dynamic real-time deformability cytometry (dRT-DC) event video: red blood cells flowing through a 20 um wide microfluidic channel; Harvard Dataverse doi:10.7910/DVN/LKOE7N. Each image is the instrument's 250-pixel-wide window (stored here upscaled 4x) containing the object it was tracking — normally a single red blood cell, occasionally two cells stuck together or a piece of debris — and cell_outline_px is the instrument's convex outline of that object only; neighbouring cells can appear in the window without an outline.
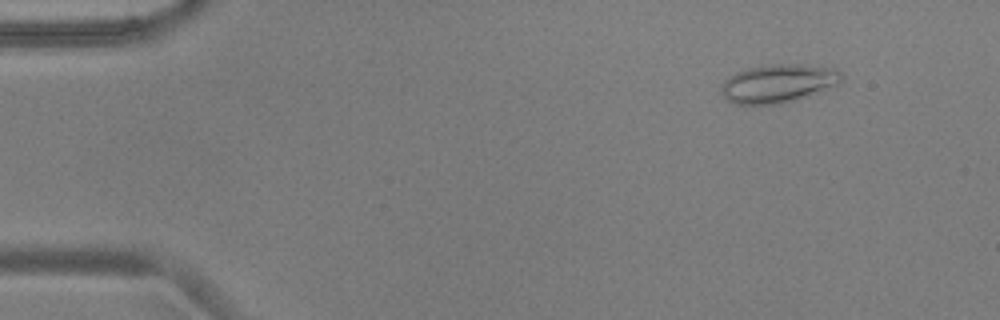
{"species": "common noctule bat (a hibernating species)", "species_latin": "Nyctalus noctula", "temperature_condition": "warm", "stored_images_in_passage": 54, "camera_frame_rate_fps": 3000, "um_per_image_px": 0.085, "animal": {"sex": "male", "body_mass_g": 17.9, "forearm_length_mm": 54.2}, "frame": {"image": 1, "passage_image": 6, "time_ms": 1.667, "image_size_px": [1000, 320], "cell_outline_px": [[840, 80], [832, 84], [780, 104], [736, 104], [728, 100], [724, 96], [724, 80], [748, 68], [792, 64], [828, 68], [840, 72]], "centroid_in_image_um": [66.04, 7.1], "position_along_channel_um": 19.0, "area_um2": 24.8}}
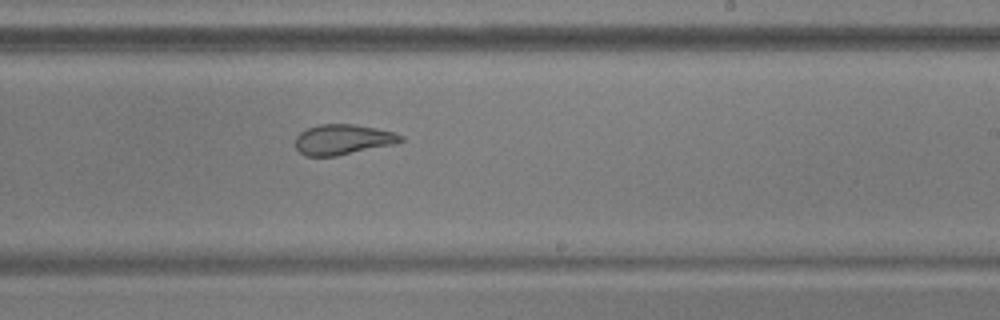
{"frame": {"image": 2, "passage_image": 33, "time_ms": 10.667, "image_size_px": [1000, 320], "cell_outline_px": [[404, 140], [396, 144], [336, 156], [304, 156], [296, 148], [296, 136], [300, 132], [308, 128], [320, 124], [352, 124], [376, 128], [396, 132], [404, 136]], "centroid_in_image_um": [29.18, 11.86], "position_along_channel_um": 259.8, "area_um2": 18.73}}
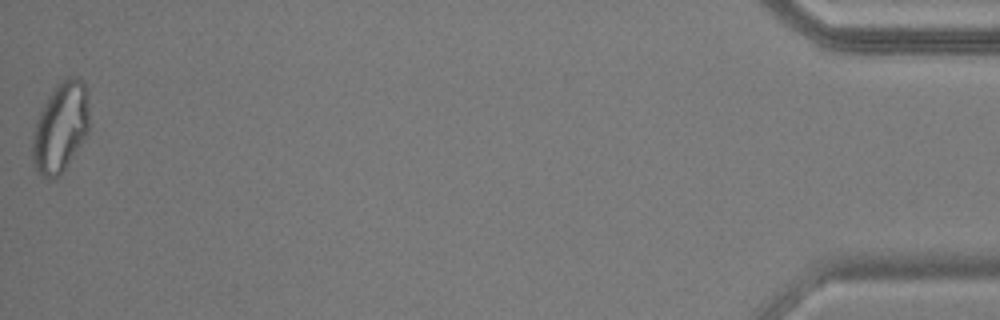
{"frame": {"image": 3, "passage_image": 54, "time_ms": 17.667, "image_size_px": [1000, 320], "cell_outline_px": [[88, 132], [60, 176], [52, 180], [48, 180], [36, 172], [32, 160], [32, 140], [36, 120], [48, 96], [56, 84], [60, 80], [68, 76], [76, 76], [84, 84], [88, 112]], "centroid_in_image_um": [5.1, 10.86], "position_along_channel_um": 430.1, "area_um2": 29.65}, "authors_computed_cell_mechanics": {"area_um2": 23.4957, "velocity_mm_per_s": 3.7291, "shape_relaxation_time_tau1_ms": null, "shape_relaxation_time_tau2_ms": 0.7744, "deformation_change_tau1": null, "deformation_change_tau2": 0.0759}}